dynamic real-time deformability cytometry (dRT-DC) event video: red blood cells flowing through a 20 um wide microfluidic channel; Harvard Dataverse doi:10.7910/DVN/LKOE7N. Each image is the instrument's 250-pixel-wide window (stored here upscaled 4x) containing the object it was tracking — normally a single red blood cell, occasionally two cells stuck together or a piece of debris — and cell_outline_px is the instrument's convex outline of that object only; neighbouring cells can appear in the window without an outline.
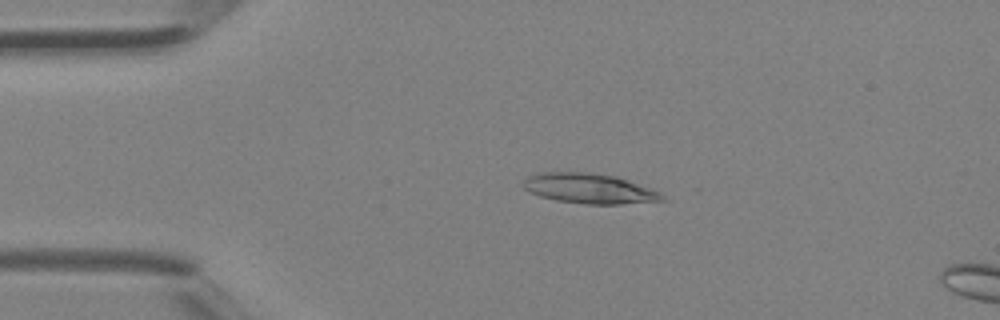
{"species": "Egyptian fruit bat (a non-hibernating species)", "species_latin": "Rousettus aegyptiacus", "temperature_condition": "room temperature", "stored_images_in_passage": 11, "camera_frame_rate_fps": 3000, "um_per_image_px": 0.085, "animal": {"sex": "female"}, "frame": {"image": 1, "passage_image": 8, "time_ms": 2.333, "image_size_px": [1000, 320], "cell_outline_px": [[668, 200], [620, 204], [584, 204], [556, 200], [540, 196], [524, 188], [520, 184], [528, 176], [540, 172], [592, 172], [616, 176], [628, 180], [648, 188], [664, 196]], "centroid_in_image_um": [50.05, 16.02], "position_along_channel_um": 34.9, "area_um2": 24.22}}